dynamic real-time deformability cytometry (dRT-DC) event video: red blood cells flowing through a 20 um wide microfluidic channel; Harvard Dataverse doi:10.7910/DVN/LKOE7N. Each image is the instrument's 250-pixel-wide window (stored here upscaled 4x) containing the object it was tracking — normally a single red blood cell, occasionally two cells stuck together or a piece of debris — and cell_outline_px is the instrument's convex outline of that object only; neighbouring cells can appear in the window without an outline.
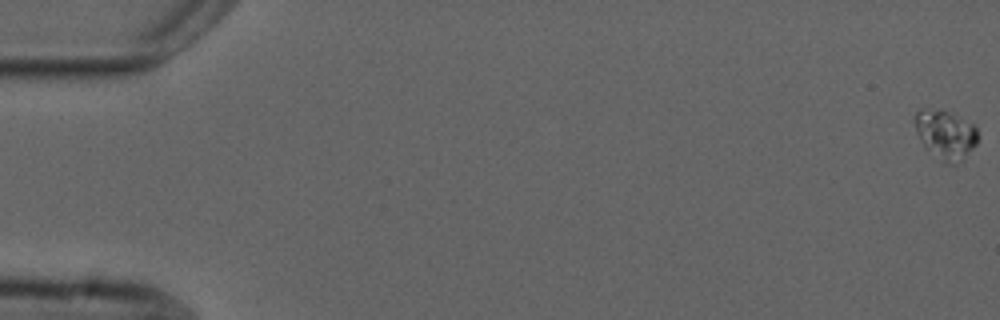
{"species": "common noctule bat (a hibernating species)", "species_latin": "Nyctalus noctula", "temperature_condition": "cold", "stored_images_in_passage": 57, "camera_frame_rate_fps": 3000, "um_per_image_px": 0.085, "animal": {"sex": "male", "forearm_length_mm": 52.5}, "frame": {"image": 1, "passage_image": 1, "time_ms": 0.0, "image_size_px": [1000, 320], "cell_outline_px": [[976, 144], [956, 164], [948, 164], [940, 160], [924, 144], [916, 132], [912, 120], [912, 116], [920, 108], [940, 108], [976, 124]], "centroid_in_image_um": [80.32, 11.36], "position_along_channel_um": 4.7, "area_um2": 18.03}}
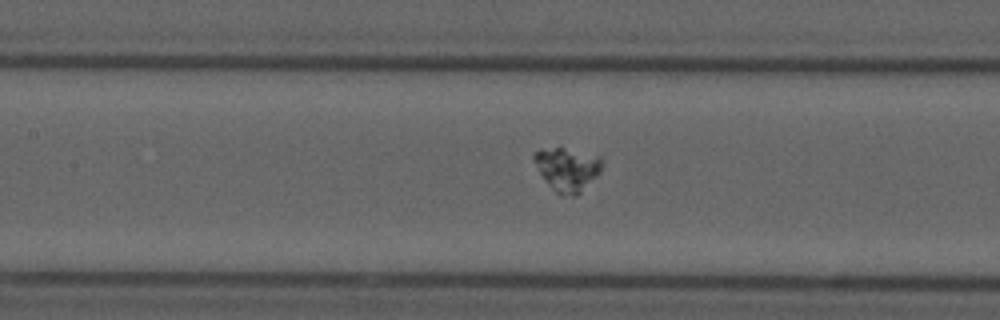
{"frame": {"image": 2, "passage_image": 27, "time_ms": 8.667, "image_size_px": [1000, 320], "cell_outline_px": [[600, 172], [576, 196], [572, 196], [556, 192], [548, 184], [540, 172], [532, 156], [540, 148], [564, 148], [600, 156]], "centroid_in_image_um": [48.2, 14.36], "position_along_channel_um": 159.2, "area_um2": 16.65}}
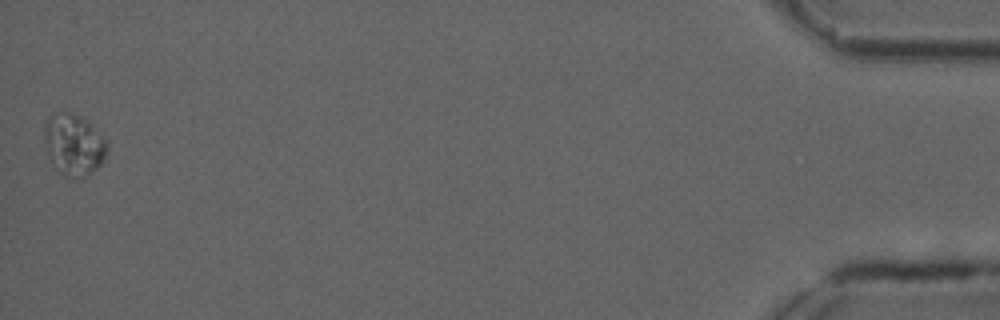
{"frame": {"image": 3, "passage_image": 57, "time_ms": 18.667, "image_size_px": [1000, 320], "cell_outline_px": [[108, 148], [104, 160], [96, 168], [88, 172], [76, 176], [64, 176], [52, 168], [44, 140], [44, 120], [52, 112], [72, 112], [88, 120], [108, 140]], "centroid_in_image_um": [6.24, 12.23], "position_along_channel_um": 429.0, "area_um2": 22.83}}